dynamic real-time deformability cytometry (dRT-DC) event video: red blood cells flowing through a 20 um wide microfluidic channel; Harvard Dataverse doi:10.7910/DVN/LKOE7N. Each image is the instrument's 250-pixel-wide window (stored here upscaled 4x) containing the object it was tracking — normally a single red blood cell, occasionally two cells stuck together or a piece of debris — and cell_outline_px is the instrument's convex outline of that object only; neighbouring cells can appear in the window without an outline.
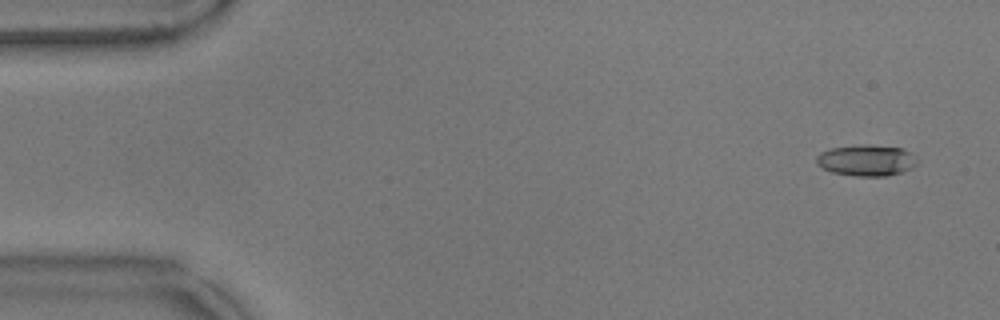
{"species": "common noctule bat (a hibernating species)", "species_latin": "Nyctalus noctula", "temperature_condition": "warm", "stored_images_in_passage": 5, "camera_frame_rate_fps": 3000, "um_per_image_px": 0.085, "animal": {"sex": "male", "body_mass_g": 17.9}, "frame": {"image": 1, "passage_image": 1, "time_ms": 0.0, "image_size_px": [1000, 320], "cell_outline_px": [[916, 164], [912, 168], [900, 172], [884, 176], [856, 176], [832, 172], [816, 164], [816, 156], [820, 152], [832, 148], [864, 144], [868, 144], [900, 148], [916, 156]], "centroid_in_image_um": [73.62, 13.62], "position_along_channel_um": 11.4, "area_um2": 18.15}}